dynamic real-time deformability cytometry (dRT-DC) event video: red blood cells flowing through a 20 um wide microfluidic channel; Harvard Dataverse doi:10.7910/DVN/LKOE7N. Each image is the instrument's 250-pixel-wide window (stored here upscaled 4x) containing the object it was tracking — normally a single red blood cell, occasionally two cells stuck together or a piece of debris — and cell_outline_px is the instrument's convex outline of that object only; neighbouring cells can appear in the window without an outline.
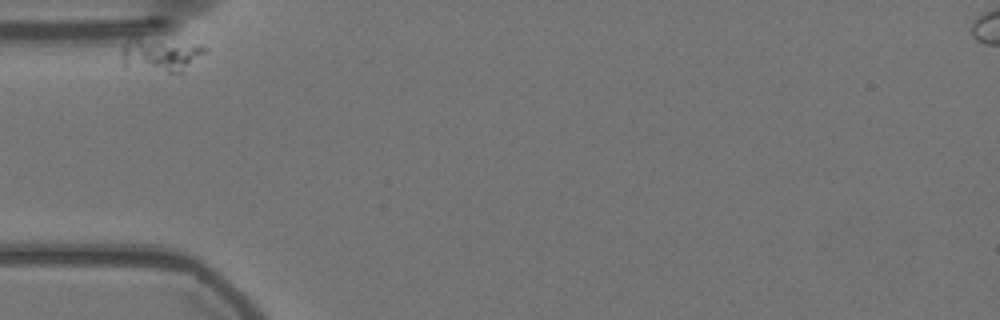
{"species": "Egyptian fruit bat (a non-hibernating species)", "species_latin": "Rousettus aegyptiacus", "temperature_condition": "warm", "stored_images_in_passage": 38, "camera_frame_rate_fps": 3000, "um_per_image_px": 0.085, "animal": {"sex": "female"}, "frame": {"image": 1, "passage_image": 1, "time_ms": 0.0, "image_size_px": [1000, 320], "cell_outline_px": [[208, 52], [180, 72], [168, 72], [124, 68], [120, 56], [120, 52], [124, 44], [128, 40], [136, 40], [204, 44], [208, 48]], "centroid_in_image_um": [13.65, 4.7], "position_along_channel_um": 71.3, "area_um2": 15.95}}
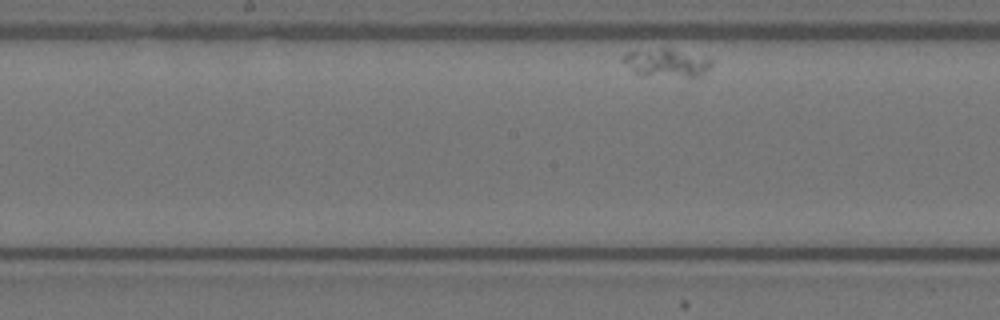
{"frame": {"image": 2, "passage_image": 17, "time_ms": 5.333, "image_size_px": [1000, 320], "cell_outline_px": [[712, 64], [700, 76], [640, 76], [620, 60], [628, 52], [660, 48], [668, 48], [712, 60]], "centroid_in_image_um": [56.59, 5.36], "position_along_channel_um": 191.6, "area_um2": 14.1}}
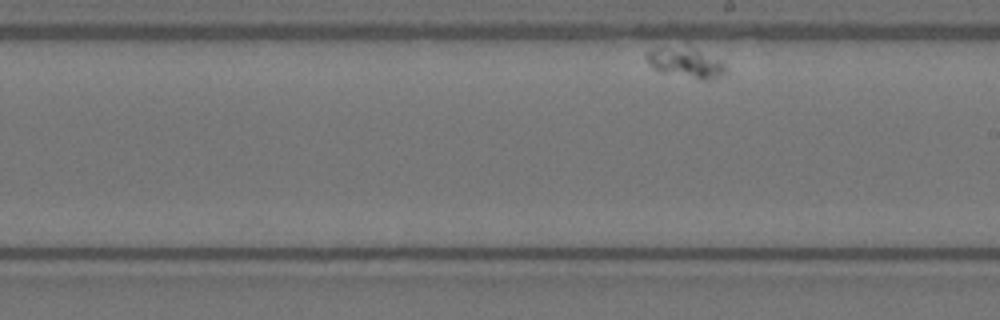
{"frame": {"image": 3, "passage_image": 22, "time_ms": 7.0, "image_size_px": [1000, 320], "cell_outline_px": [[724, 72], [716, 76], [704, 80], [700, 80], [660, 72], [644, 56], [648, 52], [656, 48], [660, 48], [700, 56], [724, 64]], "centroid_in_image_um": [58.16, 5.47], "position_along_channel_um": 230.8, "area_um2": 11.44}}